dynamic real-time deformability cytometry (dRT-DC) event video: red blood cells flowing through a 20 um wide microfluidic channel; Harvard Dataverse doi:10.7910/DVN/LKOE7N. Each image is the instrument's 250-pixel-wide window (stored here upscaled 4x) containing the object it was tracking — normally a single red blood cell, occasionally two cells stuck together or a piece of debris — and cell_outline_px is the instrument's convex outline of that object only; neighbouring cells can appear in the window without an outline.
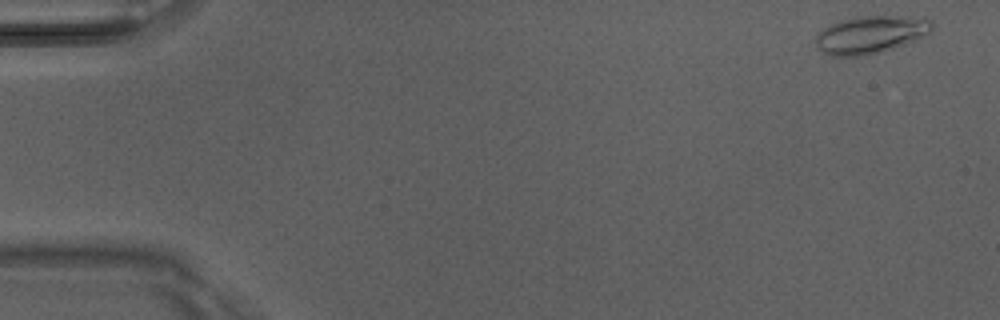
{"species": "Egyptian fruit bat (a non-hibernating species)", "species_latin": "Rousettus aegyptiacus", "temperature_condition": "room temperature", "stored_images_in_passage": 4, "camera_frame_rate_fps": 3000, "um_per_image_px": 0.085, "animal": {"sex": "male"}, "frame": {"image": 1, "passage_image": 1, "time_ms": 0.0, "image_size_px": [1000, 320], "cell_outline_px": [[932, 32], [916, 40], [880, 52], [856, 56], [832, 56], [816, 48], [816, 32], [840, 20], [852, 16], [924, 16], [932, 20]], "centroid_in_image_um": [74.02, 2.91], "position_along_channel_um": 11.0, "area_um2": 25.78}}